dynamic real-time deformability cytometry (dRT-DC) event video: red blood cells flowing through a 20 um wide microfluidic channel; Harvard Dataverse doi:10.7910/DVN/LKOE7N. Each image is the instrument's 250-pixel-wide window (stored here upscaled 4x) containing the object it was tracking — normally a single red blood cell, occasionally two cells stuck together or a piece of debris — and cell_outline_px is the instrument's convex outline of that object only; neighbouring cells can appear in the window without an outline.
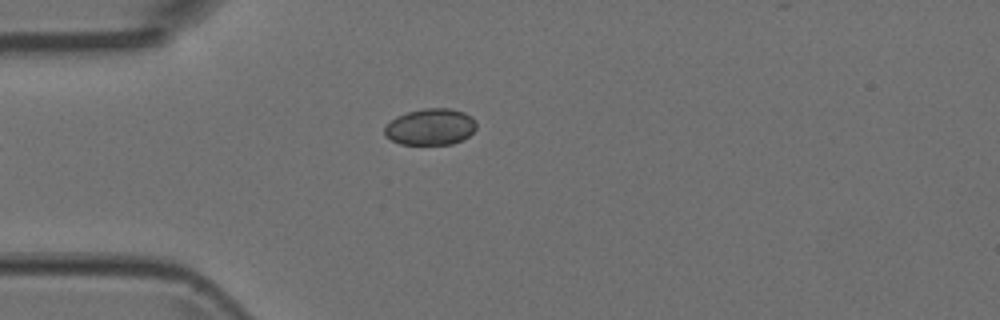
{"species": "Egyptian fruit bat (a non-hibernating species)", "species_latin": "Rousettus aegyptiacus", "temperature_condition": "room temperature", "stored_images_in_passage": 4, "camera_frame_rate_fps": 3000, "um_per_image_px": 0.085, "animal": {"sex": "female"}, "frame": {"image": 1, "passage_image": 4, "time_ms": 1.0, "image_size_px": [1000, 320], "cell_outline_px": [[476, 128], [468, 136], [452, 144], [400, 144], [384, 136], [384, 128], [396, 116], [408, 112], [424, 108], [448, 108], [464, 112], [472, 116], [476, 120]], "centroid_in_image_um": [36.59, 10.77], "position_along_channel_um": 48.4, "area_um2": 19.48}}